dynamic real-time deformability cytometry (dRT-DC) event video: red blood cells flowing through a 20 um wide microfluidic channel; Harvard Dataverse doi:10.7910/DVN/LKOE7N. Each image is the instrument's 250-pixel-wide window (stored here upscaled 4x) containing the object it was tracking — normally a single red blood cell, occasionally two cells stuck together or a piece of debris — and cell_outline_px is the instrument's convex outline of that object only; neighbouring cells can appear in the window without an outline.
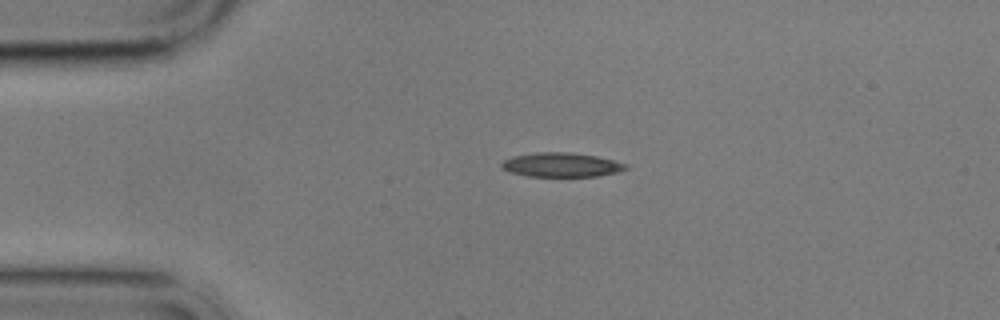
{"species": "common noctule bat (a hibernating species)", "species_latin": "Nyctalus noctula", "temperature_condition": "cold", "stored_images_in_passage": 3, "camera_frame_rate_fps": 3000, "um_per_image_px": 0.085, "animal": {"sex": "male", "body_mass_g": 17.9}, "frame": {"image": 1, "passage_image": 1, "time_ms": 0.0, "image_size_px": [1000, 320], "cell_outline_px": [[628, 168], [616, 172], [596, 176], [528, 176], [512, 172], [500, 168], [500, 164], [504, 160], [512, 156], [536, 152], [568, 152], [596, 156], [628, 164]], "centroid_in_image_um": [47.68, 14.0], "position_along_channel_um": 37.3, "area_um2": 17.4}}
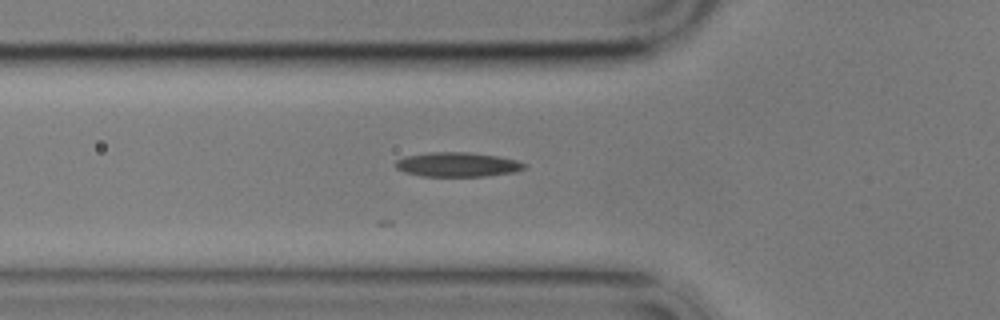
{"frame": {"image": 2, "passage_image": 3, "time_ms": 2.333, "image_size_px": [1000, 320], "cell_outline_px": [[528, 164], [524, 168], [516, 172], [488, 176], [420, 176], [404, 172], [396, 168], [396, 160], [404, 156], [428, 152], [468, 152], [496, 156], [516, 160]], "centroid_in_image_um": [38.88, 13.99], "position_along_channel_um": 86.9, "area_um2": 18.44}}